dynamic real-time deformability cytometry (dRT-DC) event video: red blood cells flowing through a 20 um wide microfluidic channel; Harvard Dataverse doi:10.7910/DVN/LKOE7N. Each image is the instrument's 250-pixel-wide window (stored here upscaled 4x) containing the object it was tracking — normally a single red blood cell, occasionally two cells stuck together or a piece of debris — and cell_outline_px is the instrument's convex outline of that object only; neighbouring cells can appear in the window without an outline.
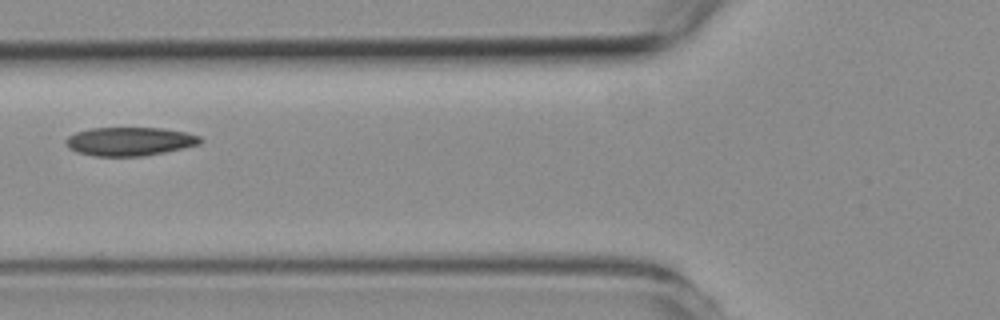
{"species": "common noctule bat (a hibernating species)", "species_latin": "Nyctalus noctula", "temperature_condition": "room temperature", "stored_images_in_passage": 6, "camera_frame_rate_fps": 3000, "um_per_image_px": 0.085, "animal": {"sex": "female", "body_mass_g": 19.3, "forearm_length_mm": 54.1}, "frame": {"image": 1, "passage_image": 5, "time_ms": 5.333, "image_size_px": [1000, 320], "cell_outline_px": [[200, 144], [164, 152], [144, 156], [96, 156], [76, 152], [68, 148], [64, 140], [68, 136], [76, 132], [92, 128], [164, 128], [184, 132], [200, 136]], "centroid_in_image_um": [10.98, 12.02], "position_along_channel_um": 114.8, "area_um2": 22.31}}
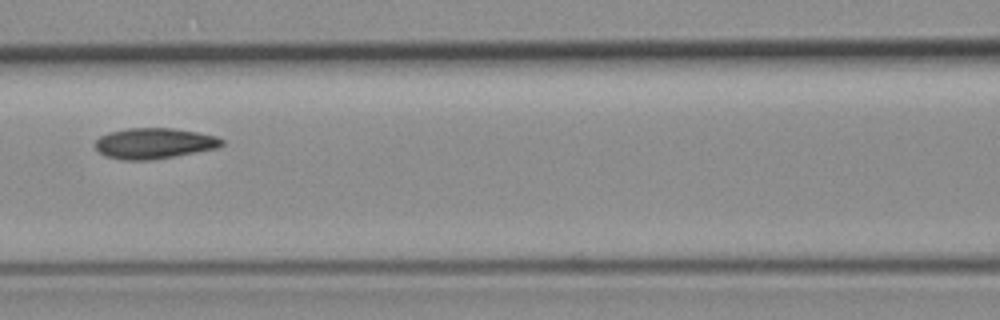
{"frame": {"image": 2, "passage_image": 6, "time_ms": 6.333, "image_size_px": [1000, 320], "cell_outline_px": [[224, 144], [216, 148], [172, 156], [148, 160], [120, 160], [104, 156], [96, 148], [96, 140], [100, 136], [108, 132], [128, 128], [172, 128], [196, 132], [216, 136], [224, 140]], "centroid_in_image_um": [13.07, 12.18], "position_along_channel_um": 153.5, "area_um2": 22.48}}